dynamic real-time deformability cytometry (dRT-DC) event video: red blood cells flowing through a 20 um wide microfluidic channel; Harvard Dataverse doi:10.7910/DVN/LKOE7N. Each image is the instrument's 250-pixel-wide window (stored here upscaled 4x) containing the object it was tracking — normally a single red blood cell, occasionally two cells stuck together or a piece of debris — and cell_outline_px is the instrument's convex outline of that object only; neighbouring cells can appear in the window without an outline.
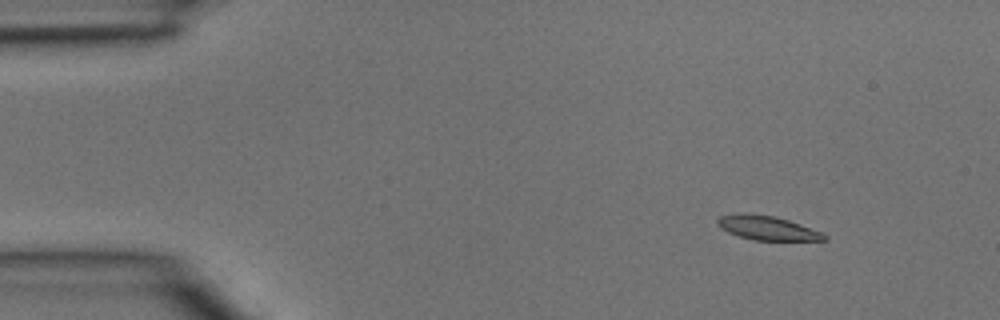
{"species": "common noctule bat (a hibernating species)", "species_latin": "Nyctalus noctula", "temperature_condition": "room temperature", "stored_images_in_passage": 5, "segment_of_instrument_passage": [1, 2], "camera_frame_rate_fps": 3000, "um_per_image_px": 0.085, "animal": {"sex": "male", "body_mass_g": 15.6}, "frame": {"image": 1, "passage_image": 2, "time_ms": 0.333, "image_size_px": [1000, 320], "cell_outline_px": [[828, 240], [756, 240], [740, 236], [728, 232], [720, 228], [716, 224], [716, 220], [720, 216], [740, 212], [744, 212], [772, 216], [788, 220], [800, 224], [820, 232], [828, 236]], "centroid_in_image_um": [65.17, 19.36], "position_along_channel_um": 19.8, "area_um2": 14.91}}